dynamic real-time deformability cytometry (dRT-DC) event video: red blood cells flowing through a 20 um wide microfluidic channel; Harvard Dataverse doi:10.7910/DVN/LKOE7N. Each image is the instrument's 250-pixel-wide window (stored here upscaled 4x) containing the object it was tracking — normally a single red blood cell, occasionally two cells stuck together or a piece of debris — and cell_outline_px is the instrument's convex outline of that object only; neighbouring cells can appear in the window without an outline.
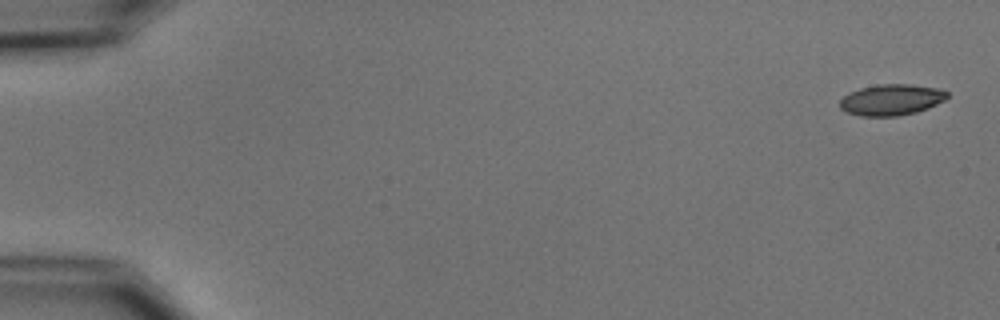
{"species": "common noctule bat (a hibernating species)", "species_latin": "Nyctalus noctula", "temperature_condition": "cold", "stored_images_in_passage": 8, "camera_frame_rate_fps": 3000, "um_per_image_px": 0.085, "animal": {"sex": "male", "body_mass_g": 15.6}, "frame": {"image": 1, "passage_image": 1, "time_ms": 0.0, "image_size_px": [1000, 320], "cell_outline_px": [[948, 96], [944, 100], [928, 108], [916, 112], [896, 116], [860, 116], [848, 112], [840, 108], [840, 100], [848, 92], [860, 88], [880, 84], [912, 84], [940, 88], [948, 92]], "centroid_in_image_um": [75.77, 8.47], "position_along_channel_um": 9.2, "area_um2": 19.48}}
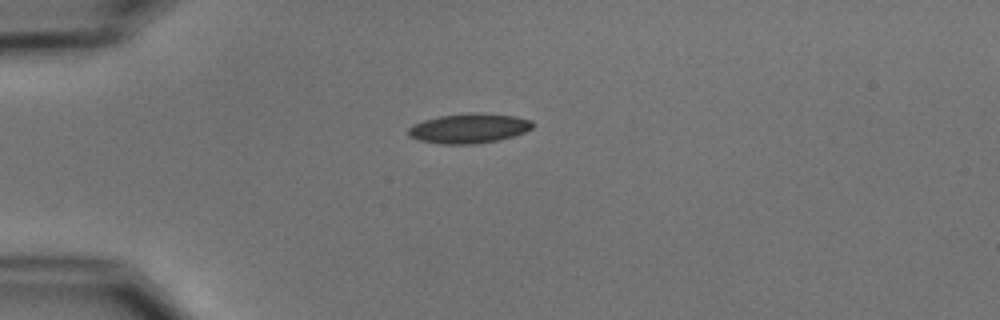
{"frame": {"image": 2, "passage_image": 4, "time_ms": 4.333, "image_size_px": [1000, 320], "cell_outline_px": [[536, 124], [532, 128], [524, 132], [500, 140], [476, 144], [444, 144], [420, 140], [408, 136], [408, 128], [412, 124], [424, 120], [440, 116], [468, 112], [480, 112], [516, 116], [532, 120]], "centroid_in_image_um": [39.89, 10.89], "position_along_channel_um": 45.1, "area_um2": 21.79}}